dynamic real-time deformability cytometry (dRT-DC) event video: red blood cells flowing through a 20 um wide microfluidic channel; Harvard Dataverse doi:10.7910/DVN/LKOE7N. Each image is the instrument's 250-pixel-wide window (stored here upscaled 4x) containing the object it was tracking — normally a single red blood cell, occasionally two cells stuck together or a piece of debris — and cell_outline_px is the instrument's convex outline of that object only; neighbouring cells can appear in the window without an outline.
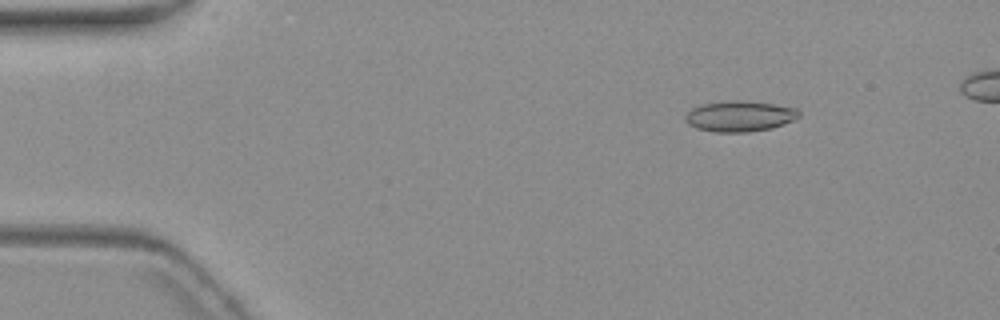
{"species": "common noctule bat (a hibernating species)", "species_latin": "Nyctalus noctula", "temperature_condition": "warm", "stored_images_in_passage": 6, "camera_frame_rate_fps": 3000, "um_per_image_px": 0.085, "animal": {"sex": "female", "body_mass_g": 19.3, "forearm_length_mm": 54.1}, "frame": {"image": 1, "passage_image": 2, "time_ms": 1.333, "image_size_px": [1000, 320], "cell_outline_px": [[800, 116], [784, 124], [772, 128], [748, 132], [716, 132], [696, 128], [688, 124], [684, 120], [684, 116], [692, 108], [700, 104], [728, 100], [748, 100], [796, 108], [800, 112]], "centroid_in_image_um": [62.85, 9.87], "position_along_channel_um": 22.2, "area_um2": 20.52}}
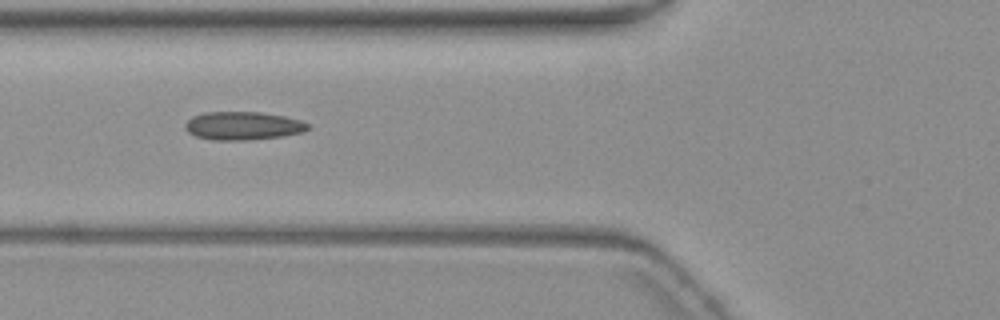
{"frame": {"image": 2, "passage_image": 6, "time_ms": 6.0, "image_size_px": [1000, 320], "cell_outline_px": [[308, 128], [304, 132], [280, 136], [248, 140], [212, 140], [196, 136], [188, 132], [184, 128], [184, 124], [192, 116], [204, 112], [260, 112], [284, 116], [300, 120], [308, 124]], "centroid_in_image_um": [20.61, 10.69], "position_along_channel_um": 105.2, "area_um2": 20.17}}